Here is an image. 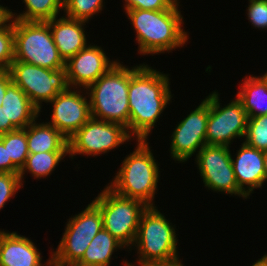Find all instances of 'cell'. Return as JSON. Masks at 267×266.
Listing matches in <instances>:
<instances>
[{"mask_svg":"<svg viewBox=\"0 0 267 266\" xmlns=\"http://www.w3.org/2000/svg\"><path fill=\"white\" fill-rule=\"evenodd\" d=\"M168 74L145 63L130 77L128 89L129 134L137 140H149L161 114L172 102Z\"/></svg>","mask_w":267,"mask_h":266,"instance_id":"cell-1","label":"cell"},{"mask_svg":"<svg viewBox=\"0 0 267 266\" xmlns=\"http://www.w3.org/2000/svg\"><path fill=\"white\" fill-rule=\"evenodd\" d=\"M179 0L168 10L132 9L125 13L136 33L138 53L152 55L169 53L183 47L190 34L184 30V17Z\"/></svg>","mask_w":267,"mask_h":266,"instance_id":"cell-2","label":"cell"},{"mask_svg":"<svg viewBox=\"0 0 267 266\" xmlns=\"http://www.w3.org/2000/svg\"><path fill=\"white\" fill-rule=\"evenodd\" d=\"M135 150L126 155L113 180L107 186L116 194L155 206L160 180L159 165L148 140H137Z\"/></svg>","mask_w":267,"mask_h":266,"instance_id":"cell-3","label":"cell"},{"mask_svg":"<svg viewBox=\"0 0 267 266\" xmlns=\"http://www.w3.org/2000/svg\"><path fill=\"white\" fill-rule=\"evenodd\" d=\"M143 64L129 68L118 61L86 89L92 118L123 125L129 133V80Z\"/></svg>","mask_w":267,"mask_h":266,"instance_id":"cell-4","label":"cell"},{"mask_svg":"<svg viewBox=\"0 0 267 266\" xmlns=\"http://www.w3.org/2000/svg\"><path fill=\"white\" fill-rule=\"evenodd\" d=\"M175 227L156 206H148L141 216L133 247L129 250H137L136 264L145 266L179 260Z\"/></svg>","mask_w":267,"mask_h":266,"instance_id":"cell-5","label":"cell"},{"mask_svg":"<svg viewBox=\"0 0 267 266\" xmlns=\"http://www.w3.org/2000/svg\"><path fill=\"white\" fill-rule=\"evenodd\" d=\"M14 60L51 70L65 68L47 22L14 19Z\"/></svg>","mask_w":267,"mask_h":266,"instance_id":"cell-6","label":"cell"},{"mask_svg":"<svg viewBox=\"0 0 267 266\" xmlns=\"http://www.w3.org/2000/svg\"><path fill=\"white\" fill-rule=\"evenodd\" d=\"M91 201L100 209L103 228L130 250L141 216L148 206L140 200L116 194L107 185Z\"/></svg>","mask_w":267,"mask_h":266,"instance_id":"cell-7","label":"cell"},{"mask_svg":"<svg viewBox=\"0 0 267 266\" xmlns=\"http://www.w3.org/2000/svg\"><path fill=\"white\" fill-rule=\"evenodd\" d=\"M51 259L56 266H74L82 257L93 237L103 228L100 209L90 202L80 213L71 216Z\"/></svg>","mask_w":267,"mask_h":266,"instance_id":"cell-8","label":"cell"},{"mask_svg":"<svg viewBox=\"0 0 267 266\" xmlns=\"http://www.w3.org/2000/svg\"><path fill=\"white\" fill-rule=\"evenodd\" d=\"M8 71L12 81L25 92L31 103L40 112L44 106L42 102L48 105L57 94L70 87L66 67L51 70L14 60Z\"/></svg>","mask_w":267,"mask_h":266,"instance_id":"cell-9","label":"cell"},{"mask_svg":"<svg viewBox=\"0 0 267 266\" xmlns=\"http://www.w3.org/2000/svg\"><path fill=\"white\" fill-rule=\"evenodd\" d=\"M134 138L123 125L90 118L68 139V156H100Z\"/></svg>","mask_w":267,"mask_h":266,"instance_id":"cell-10","label":"cell"},{"mask_svg":"<svg viewBox=\"0 0 267 266\" xmlns=\"http://www.w3.org/2000/svg\"><path fill=\"white\" fill-rule=\"evenodd\" d=\"M219 96L216 90L209 94L206 145L231 147L233 140L245 138L248 116L238 98L222 107Z\"/></svg>","mask_w":267,"mask_h":266,"instance_id":"cell-11","label":"cell"},{"mask_svg":"<svg viewBox=\"0 0 267 266\" xmlns=\"http://www.w3.org/2000/svg\"><path fill=\"white\" fill-rule=\"evenodd\" d=\"M231 157L228 146L205 145L197 153L195 164L199 169L204 187L208 190L247 199L249 197L238 187Z\"/></svg>","mask_w":267,"mask_h":266,"instance_id":"cell-12","label":"cell"},{"mask_svg":"<svg viewBox=\"0 0 267 266\" xmlns=\"http://www.w3.org/2000/svg\"><path fill=\"white\" fill-rule=\"evenodd\" d=\"M209 118V95L178 122L171 135L170 156L178 163L187 162L206 145L207 121Z\"/></svg>","mask_w":267,"mask_h":266,"instance_id":"cell-13","label":"cell"},{"mask_svg":"<svg viewBox=\"0 0 267 266\" xmlns=\"http://www.w3.org/2000/svg\"><path fill=\"white\" fill-rule=\"evenodd\" d=\"M49 104L52 105V113L50 122L47 123L54 126L67 139L92 117L86 89L69 87L57 94Z\"/></svg>","mask_w":267,"mask_h":266,"instance_id":"cell-14","label":"cell"},{"mask_svg":"<svg viewBox=\"0 0 267 266\" xmlns=\"http://www.w3.org/2000/svg\"><path fill=\"white\" fill-rule=\"evenodd\" d=\"M118 61L108 58L101 46L88 44L65 62L68 84L87 89Z\"/></svg>","mask_w":267,"mask_h":266,"instance_id":"cell-15","label":"cell"},{"mask_svg":"<svg viewBox=\"0 0 267 266\" xmlns=\"http://www.w3.org/2000/svg\"><path fill=\"white\" fill-rule=\"evenodd\" d=\"M231 157L238 187L250 198L255 189H262L266 182L263 151L248 146L244 141Z\"/></svg>","mask_w":267,"mask_h":266,"instance_id":"cell-16","label":"cell"},{"mask_svg":"<svg viewBox=\"0 0 267 266\" xmlns=\"http://www.w3.org/2000/svg\"><path fill=\"white\" fill-rule=\"evenodd\" d=\"M41 255L29 237L0 229V266H45Z\"/></svg>","mask_w":267,"mask_h":266,"instance_id":"cell-17","label":"cell"},{"mask_svg":"<svg viewBox=\"0 0 267 266\" xmlns=\"http://www.w3.org/2000/svg\"><path fill=\"white\" fill-rule=\"evenodd\" d=\"M57 18L46 22L51 29L60 57L67 62L89 44L86 37L88 32L85 33L86 27H84L88 22L67 16Z\"/></svg>","mask_w":267,"mask_h":266,"instance_id":"cell-18","label":"cell"},{"mask_svg":"<svg viewBox=\"0 0 267 266\" xmlns=\"http://www.w3.org/2000/svg\"><path fill=\"white\" fill-rule=\"evenodd\" d=\"M2 106L5 124H13L17 129L26 128L41 114L25 92L13 81L7 87Z\"/></svg>","mask_w":267,"mask_h":266,"instance_id":"cell-19","label":"cell"},{"mask_svg":"<svg viewBox=\"0 0 267 266\" xmlns=\"http://www.w3.org/2000/svg\"><path fill=\"white\" fill-rule=\"evenodd\" d=\"M37 120L26 127L29 153L68 151V139L54 126Z\"/></svg>","mask_w":267,"mask_h":266,"instance_id":"cell-20","label":"cell"},{"mask_svg":"<svg viewBox=\"0 0 267 266\" xmlns=\"http://www.w3.org/2000/svg\"><path fill=\"white\" fill-rule=\"evenodd\" d=\"M242 81L236 97L241 101L247 116L267 115V73L262 76L252 74Z\"/></svg>","mask_w":267,"mask_h":266,"instance_id":"cell-21","label":"cell"},{"mask_svg":"<svg viewBox=\"0 0 267 266\" xmlns=\"http://www.w3.org/2000/svg\"><path fill=\"white\" fill-rule=\"evenodd\" d=\"M120 249L127 248L102 228L74 266H109L113 253Z\"/></svg>","mask_w":267,"mask_h":266,"instance_id":"cell-22","label":"cell"},{"mask_svg":"<svg viewBox=\"0 0 267 266\" xmlns=\"http://www.w3.org/2000/svg\"><path fill=\"white\" fill-rule=\"evenodd\" d=\"M68 156V151H51L29 153L24 166L19 172L22 186L24 184V176L28 172L31 173L33 179H44L52 175L59 163Z\"/></svg>","mask_w":267,"mask_h":266,"instance_id":"cell-23","label":"cell"},{"mask_svg":"<svg viewBox=\"0 0 267 266\" xmlns=\"http://www.w3.org/2000/svg\"><path fill=\"white\" fill-rule=\"evenodd\" d=\"M25 11L12 12V19L46 22L58 17L64 11V0H23Z\"/></svg>","mask_w":267,"mask_h":266,"instance_id":"cell-24","label":"cell"},{"mask_svg":"<svg viewBox=\"0 0 267 266\" xmlns=\"http://www.w3.org/2000/svg\"><path fill=\"white\" fill-rule=\"evenodd\" d=\"M0 140L7 146L8 158L21 170L29 155L26 128L2 134Z\"/></svg>","mask_w":267,"mask_h":266,"instance_id":"cell-25","label":"cell"},{"mask_svg":"<svg viewBox=\"0 0 267 266\" xmlns=\"http://www.w3.org/2000/svg\"><path fill=\"white\" fill-rule=\"evenodd\" d=\"M104 0H64V15L85 22L92 20L91 18L97 13H101Z\"/></svg>","mask_w":267,"mask_h":266,"instance_id":"cell-26","label":"cell"},{"mask_svg":"<svg viewBox=\"0 0 267 266\" xmlns=\"http://www.w3.org/2000/svg\"><path fill=\"white\" fill-rule=\"evenodd\" d=\"M243 141L250 147L267 150V115L248 117L246 136Z\"/></svg>","mask_w":267,"mask_h":266,"instance_id":"cell-27","label":"cell"},{"mask_svg":"<svg viewBox=\"0 0 267 266\" xmlns=\"http://www.w3.org/2000/svg\"><path fill=\"white\" fill-rule=\"evenodd\" d=\"M14 61V19L0 26V70H8Z\"/></svg>","mask_w":267,"mask_h":266,"instance_id":"cell-28","label":"cell"},{"mask_svg":"<svg viewBox=\"0 0 267 266\" xmlns=\"http://www.w3.org/2000/svg\"><path fill=\"white\" fill-rule=\"evenodd\" d=\"M23 188L20 176L16 173L0 172V210L15 196L19 189Z\"/></svg>","mask_w":267,"mask_h":266,"instance_id":"cell-29","label":"cell"},{"mask_svg":"<svg viewBox=\"0 0 267 266\" xmlns=\"http://www.w3.org/2000/svg\"><path fill=\"white\" fill-rule=\"evenodd\" d=\"M246 14L253 28L267 30V0H248Z\"/></svg>","mask_w":267,"mask_h":266,"instance_id":"cell-30","label":"cell"},{"mask_svg":"<svg viewBox=\"0 0 267 266\" xmlns=\"http://www.w3.org/2000/svg\"><path fill=\"white\" fill-rule=\"evenodd\" d=\"M178 0H124V11L132 9L168 10Z\"/></svg>","mask_w":267,"mask_h":266,"instance_id":"cell-31","label":"cell"},{"mask_svg":"<svg viewBox=\"0 0 267 266\" xmlns=\"http://www.w3.org/2000/svg\"><path fill=\"white\" fill-rule=\"evenodd\" d=\"M0 172L2 173H16L19 174L20 170L8 158L7 146H4L0 140Z\"/></svg>","mask_w":267,"mask_h":266,"instance_id":"cell-32","label":"cell"},{"mask_svg":"<svg viewBox=\"0 0 267 266\" xmlns=\"http://www.w3.org/2000/svg\"><path fill=\"white\" fill-rule=\"evenodd\" d=\"M12 82L11 75L8 70H0V107L6 94L8 85Z\"/></svg>","mask_w":267,"mask_h":266,"instance_id":"cell-33","label":"cell"},{"mask_svg":"<svg viewBox=\"0 0 267 266\" xmlns=\"http://www.w3.org/2000/svg\"><path fill=\"white\" fill-rule=\"evenodd\" d=\"M13 124H5L3 106L0 107V135L16 130Z\"/></svg>","mask_w":267,"mask_h":266,"instance_id":"cell-34","label":"cell"},{"mask_svg":"<svg viewBox=\"0 0 267 266\" xmlns=\"http://www.w3.org/2000/svg\"><path fill=\"white\" fill-rule=\"evenodd\" d=\"M8 8L0 5V26L6 25L12 19L11 10Z\"/></svg>","mask_w":267,"mask_h":266,"instance_id":"cell-35","label":"cell"},{"mask_svg":"<svg viewBox=\"0 0 267 266\" xmlns=\"http://www.w3.org/2000/svg\"><path fill=\"white\" fill-rule=\"evenodd\" d=\"M145 266H184V264H182V260L179 259L171 263L148 264Z\"/></svg>","mask_w":267,"mask_h":266,"instance_id":"cell-36","label":"cell"},{"mask_svg":"<svg viewBox=\"0 0 267 266\" xmlns=\"http://www.w3.org/2000/svg\"><path fill=\"white\" fill-rule=\"evenodd\" d=\"M252 266H267V253H265L261 259H258Z\"/></svg>","mask_w":267,"mask_h":266,"instance_id":"cell-37","label":"cell"},{"mask_svg":"<svg viewBox=\"0 0 267 266\" xmlns=\"http://www.w3.org/2000/svg\"><path fill=\"white\" fill-rule=\"evenodd\" d=\"M263 158H264V169L267 181V150L263 151Z\"/></svg>","mask_w":267,"mask_h":266,"instance_id":"cell-38","label":"cell"},{"mask_svg":"<svg viewBox=\"0 0 267 266\" xmlns=\"http://www.w3.org/2000/svg\"><path fill=\"white\" fill-rule=\"evenodd\" d=\"M123 266H137L135 263L136 262H133L134 264H132L131 262H127V261H125V260H123Z\"/></svg>","mask_w":267,"mask_h":266,"instance_id":"cell-39","label":"cell"},{"mask_svg":"<svg viewBox=\"0 0 267 266\" xmlns=\"http://www.w3.org/2000/svg\"><path fill=\"white\" fill-rule=\"evenodd\" d=\"M45 266H51V256L47 259V264Z\"/></svg>","mask_w":267,"mask_h":266,"instance_id":"cell-40","label":"cell"},{"mask_svg":"<svg viewBox=\"0 0 267 266\" xmlns=\"http://www.w3.org/2000/svg\"><path fill=\"white\" fill-rule=\"evenodd\" d=\"M51 266H56L54 263H53V260L51 259Z\"/></svg>","mask_w":267,"mask_h":266,"instance_id":"cell-41","label":"cell"}]
</instances>
